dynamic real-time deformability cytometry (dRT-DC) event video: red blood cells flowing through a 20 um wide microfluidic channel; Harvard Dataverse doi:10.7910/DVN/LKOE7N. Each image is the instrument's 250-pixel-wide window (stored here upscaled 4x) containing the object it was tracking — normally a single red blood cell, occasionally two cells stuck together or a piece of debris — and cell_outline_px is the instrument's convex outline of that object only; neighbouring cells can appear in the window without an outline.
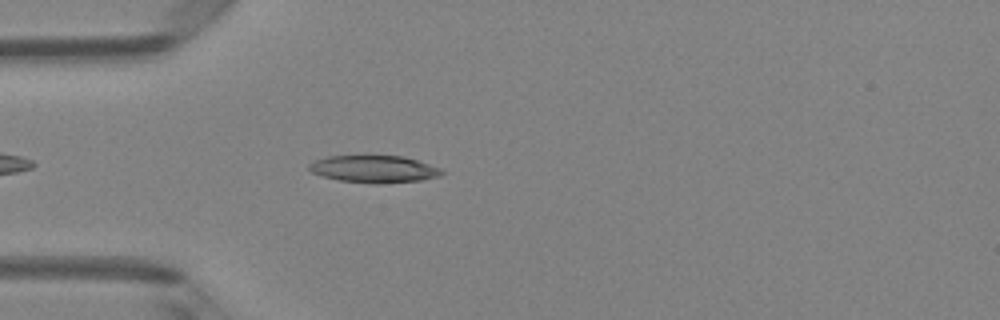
{"species": "Egyptian fruit bat (a non-hibernating species)", "species_latin": "Rousettus aegyptiacus", "temperature_condition": "room temperature", "stored_images_in_passage": 3, "camera_frame_rate_fps": 3000, "um_per_image_px": 0.085, "animal": {"sex": "female"}, "frame": {"image": 1, "passage_image": 3, "time_ms": 0.667, "image_size_px": [1000, 320], "cell_outline_px": [[444, 172], [440, 176], [420, 180], [376, 184], [340, 180], [324, 176], [312, 172], [308, 168], [308, 164], [312, 160], [328, 156], [404, 156], [440, 168]], "centroid_in_image_um": [31.77, 14.36], "position_along_channel_um": 53.2, "area_um2": 20.87}}